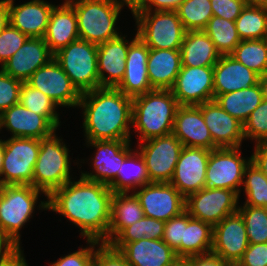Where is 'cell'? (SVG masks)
<instances>
[{"label":"cell","mask_w":267,"mask_h":266,"mask_svg":"<svg viewBox=\"0 0 267 266\" xmlns=\"http://www.w3.org/2000/svg\"><path fill=\"white\" fill-rule=\"evenodd\" d=\"M112 190L108 185L80 176L54 190L39 208L57 212L78 226L86 240L107 243Z\"/></svg>","instance_id":"1"},{"label":"cell","mask_w":267,"mask_h":266,"mask_svg":"<svg viewBox=\"0 0 267 266\" xmlns=\"http://www.w3.org/2000/svg\"><path fill=\"white\" fill-rule=\"evenodd\" d=\"M87 141L130 140L132 98L117 88L101 87L81 94Z\"/></svg>","instance_id":"2"},{"label":"cell","mask_w":267,"mask_h":266,"mask_svg":"<svg viewBox=\"0 0 267 266\" xmlns=\"http://www.w3.org/2000/svg\"><path fill=\"white\" fill-rule=\"evenodd\" d=\"M179 106L169 89H153L132 98V127L140 141L171 134Z\"/></svg>","instance_id":"3"},{"label":"cell","mask_w":267,"mask_h":266,"mask_svg":"<svg viewBox=\"0 0 267 266\" xmlns=\"http://www.w3.org/2000/svg\"><path fill=\"white\" fill-rule=\"evenodd\" d=\"M75 10L79 39L99 45L119 36L115 28L123 6L115 0H66Z\"/></svg>","instance_id":"4"},{"label":"cell","mask_w":267,"mask_h":266,"mask_svg":"<svg viewBox=\"0 0 267 266\" xmlns=\"http://www.w3.org/2000/svg\"><path fill=\"white\" fill-rule=\"evenodd\" d=\"M61 141L55 131L40 139L32 186L41 190L46 197L71 180L69 149Z\"/></svg>","instance_id":"5"},{"label":"cell","mask_w":267,"mask_h":266,"mask_svg":"<svg viewBox=\"0 0 267 266\" xmlns=\"http://www.w3.org/2000/svg\"><path fill=\"white\" fill-rule=\"evenodd\" d=\"M138 37L149 49H181L186 30L176 11H134Z\"/></svg>","instance_id":"6"},{"label":"cell","mask_w":267,"mask_h":266,"mask_svg":"<svg viewBox=\"0 0 267 266\" xmlns=\"http://www.w3.org/2000/svg\"><path fill=\"white\" fill-rule=\"evenodd\" d=\"M42 192L32 185L0 186V229L20 248V229L29 221Z\"/></svg>","instance_id":"7"},{"label":"cell","mask_w":267,"mask_h":266,"mask_svg":"<svg viewBox=\"0 0 267 266\" xmlns=\"http://www.w3.org/2000/svg\"><path fill=\"white\" fill-rule=\"evenodd\" d=\"M97 53L96 44L78 39L60 49L53 57L82 94L100 88Z\"/></svg>","instance_id":"8"},{"label":"cell","mask_w":267,"mask_h":266,"mask_svg":"<svg viewBox=\"0 0 267 266\" xmlns=\"http://www.w3.org/2000/svg\"><path fill=\"white\" fill-rule=\"evenodd\" d=\"M39 150V139L11 137L5 140L1 186L32 185Z\"/></svg>","instance_id":"9"},{"label":"cell","mask_w":267,"mask_h":266,"mask_svg":"<svg viewBox=\"0 0 267 266\" xmlns=\"http://www.w3.org/2000/svg\"><path fill=\"white\" fill-rule=\"evenodd\" d=\"M183 144L173 134L139 142L150 182L169 183L173 177Z\"/></svg>","instance_id":"10"},{"label":"cell","mask_w":267,"mask_h":266,"mask_svg":"<svg viewBox=\"0 0 267 266\" xmlns=\"http://www.w3.org/2000/svg\"><path fill=\"white\" fill-rule=\"evenodd\" d=\"M250 161L251 158L241 157L240 147L211 150L206 169L205 187L229 189L240 195L244 170Z\"/></svg>","instance_id":"11"},{"label":"cell","mask_w":267,"mask_h":266,"mask_svg":"<svg viewBox=\"0 0 267 266\" xmlns=\"http://www.w3.org/2000/svg\"><path fill=\"white\" fill-rule=\"evenodd\" d=\"M239 195L229 189L205 187L186 198L188 214L212 226L237 213Z\"/></svg>","instance_id":"12"},{"label":"cell","mask_w":267,"mask_h":266,"mask_svg":"<svg viewBox=\"0 0 267 266\" xmlns=\"http://www.w3.org/2000/svg\"><path fill=\"white\" fill-rule=\"evenodd\" d=\"M26 82L50 97L57 106L78 107L81 93L54 57L37 69Z\"/></svg>","instance_id":"13"},{"label":"cell","mask_w":267,"mask_h":266,"mask_svg":"<svg viewBox=\"0 0 267 266\" xmlns=\"http://www.w3.org/2000/svg\"><path fill=\"white\" fill-rule=\"evenodd\" d=\"M137 189L144 216L166 222L185 211L186 198L170 183L151 182Z\"/></svg>","instance_id":"14"},{"label":"cell","mask_w":267,"mask_h":266,"mask_svg":"<svg viewBox=\"0 0 267 266\" xmlns=\"http://www.w3.org/2000/svg\"><path fill=\"white\" fill-rule=\"evenodd\" d=\"M170 90L179 105H199L213 101V66H182Z\"/></svg>","instance_id":"15"},{"label":"cell","mask_w":267,"mask_h":266,"mask_svg":"<svg viewBox=\"0 0 267 266\" xmlns=\"http://www.w3.org/2000/svg\"><path fill=\"white\" fill-rule=\"evenodd\" d=\"M211 150L183 147L171 181L185 198L205 188L206 169Z\"/></svg>","instance_id":"16"},{"label":"cell","mask_w":267,"mask_h":266,"mask_svg":"<svg viewBox=\"0 0 267 266\" xmlns=\"http://www.w3.org/2000/svg\"><path fill=\"white\" fill-rule=\"evenodd\" d=\"M249 245L243 218L237 212L213 226L211 252L228 263H238Z\"/></svg>","instance_id":"17"},{"label":"cell","mask_w":267,"mask_h":266,"mask_svg":"<svg viewBox=\"0 0 267 266\" xmlns=\"http://www.w3.org/2000/svg\"><path fill=\"white\" fill-rule=\"evenodd\" d=\"M131 140L86 141L97 148L93 157V171L81 172V176L91 181L109 185L116 177L122 162L132 151Z\"/></svg>","instance_id":"18"},{"label":"cell","mask_w":267,"mask_h":266,"mask_svg":"<svg viewBox=\"0 0 267 266\" xmlns=\"http://www.w3.org/2000/svg\"><path fill=\"white\" fill-rule=\"evenodd\" d=\"M207 125L213 141V149L241 147L245 139L243 124L223 110L215 101L197 105Z\"/></svg>","instance_id":"19"},{"label":"cell","mask_w":267,"mask_h":266,"mask_svg":"<svg viewBox=\"0 0 267 266\" xmlns=\"http://www.w3.org/2000/svg\"><path fill=\"white\" fill-rule=\"evenodd\" d=\"M7 128L11 137L41 139L50 136L57 127L44 115L28 110L20 102L0 115V129Z\"/></svg>","instance_id":"20"},{"label":"cell","mask_w":267,"mask_h":266,"mask_svg":"<svg viewBox=\"0 0 267 266\" xmlns=\"http://www.w3.org/2000/svg\"><path fill=\"white\" fill-rule=\"evenodd\" d=\"M138 37L137 33L129 42L126 36L119 35L98 46L97 65L101 87L115 88L125 74V63L129 45ZM107 73V74H105Z\"/></svg>","instance_id":"21"},{"label":"cell","mask_w":267,"mask_h":266,"mask_svg":"<svg viewBox=\"0 0 267 266\" xmlns=\"http://www.w3.org/2000/svg\"><path fill=\"white\" fill-rule=\"evenodd\" d=\"M53 56L43 38L29 37L1 69L9 76L26 82L37 69L46 65Z\"/></svg>","instance_id":"22"},{"label":"cell","mask_w":267,"mask_h":266,"mask_svg":"<svg viewBox=\"0 0 267 266\" xmlns=\"http://www.w3.org/2000/svg\"><path fill=\"white\" fill-rule=\"evenodd\" d=\"M148 55L149 48L137 37L129 45L125 63V74L115 88L131 98L153 90L147 72Z\"/></svg>","instance_id":"23"},{"label":"cell","mask_w":267,"mask_h":266,"mask_svg":"<svg viewBox=\"0 0 267 266\" xmlns=\"http://www.w3.org/2000/svg\"><path fill=\"white\" fill-rule=\"evenodd\" d=\"M172 133L184 147L213 150L211 133L197 105H180L176 111Z\"/></svg>","instance_id":"24"},{"label":"cell","mask_w":267,"mask_h":266,"mask_svg":"<svg viewBox=\"0 0 267 266\" xmlns=\"http://www.w3.org/2000/svg\"><path fill=\"white\" fill-rule=\"evenodd\" d=\"M261 77L238 62L232 55H221L213 66L214 99L224 93H230L252 87Z\"/></svg>","instance_id":"25"},{"label":"cell","mask_w":267,"mask_h":266,"mask_svg":"<svg viewBox=\"0 0 267 266\" xmlns=\"http://www.w3.org/2000/svg\"><path fill=\"white\" fill-rule=\"evenodd\" d=\"M130 266H169L177 258L175 251L162 239L143 238L127 244H111Z\"/></svg>","instance_id":"26"},{"label":"cell","mask_w":267,"mask_h":266,"mask_svg":"<svg viewBox=\"0 0 267 266\" xmlns=\"http://www.w3.org/2000/svg\"><path fill=\"white\" fill-rule=\"evenodd\" d=\"M14 5V0H9L10 24L28 37L43 38L50 14L56 5L44 0Z\"/></svg>","instance_id":"27"},{"label":"cell","mask_w":267,"mask_h":266,"mask_svg":"<svg viewBox=\"0 0 267 266\" xmlns=\"http://www.w3.org/2000/svg\"><path fill=\"white\" fill-rule=\"evenodd\" d=\"M61 5L52 9L43 37L53 55L71 42L79 39L74 8L66 0Z\"/></svg>","instance_id":"28"},{"label":"cell","mask_w":267,"mask_h":266,"mask_svg":"<svg viewBox=\"0 0 267 266\" xmlns=\"http://www.w3.org/2000/svg\"><path fill=\"white\" fill-rule=\"evenodd\" d=\"M180 49H149L147 72L153 89H171L181 70Z\"/></svg>","instance_id":"29"},{"label":"cell","mask_w":267,"mask_h":266,"mask_svg":"<svg viewBox=\"0 0 267 266\" xmlns=\"http://www.w3.org/2000/svg\"><path fill=\"white\" fill-rule=\"evenodd\" d=\"M213 226L191 217L184 211V234L181 245L175 250L177 257H192L211 252Z\"/></svg>","instance_id":"30"},{"label":"cell","mask_w":267,"mask_h":266,"mask_svg":"<svg viewBox=\"0 0 267 266\" xmlns=\"http://www.w3.org/2000/svg\"><path fill=\"white\" fill-rule=\"evenodd\" d=\"M182 66H214L220 53L204 31H186L181 45Z\"/></svg>","instance_id":"31"},{"label":"cell","mask_w":267,"mask_h":266,"mask_svg":"<svg viewBox=\"0 0 267 266\" xmlns=\"http://www.w3.org/2000/svg\"><path fill=\"white\" fill-rule=\"evenodd\" d=\"M144 217V211L134 193H114L111 200V219L107 231L110 244L126 227Z\"/></svg>","instance_id":"32"},{"label":"cell","mask_w":267,"mask_h":266,"mask_svg":"<svg viewBox=\"0 0 267 266\" xmlns=\"http://www.w3.org/2000/svg\"><path fill=\"white\" fill-rule=\"evenodd\" d=\"M264 99L261 82L230 93L218 95L214 100L232 117L242 124Z\"/></svg>","instance_id":"33"},{"label":"cell","mask_w":267,"mask_h":266,"mask_svg":"<svg viewBox=\"0 0 267 266\" xmlns=\"http://www.w3.org/2000/svg\"><path fill=\"white\" fill-rule=\"evenodd\" d=\"M138 151L132 150L126 156L117 177L108 185L113 193H128L131 189L133 192L137 187L151 183L145 160Z\"/></svg>","instance_id":"34"},{"label":"cell","mask_w":267,"mask_h":266,"mask_svg":"<svg viewBox=\"0 0 267 266\" xmlns=\"http://www.w3.org/2000/svg\"><path fill=\"white\" fill-rule=\"evenodd\" d=\"M203 31L212 40L220 55L231 54L241 41L235 21L221 17L212 16Z\"/></svg>","instance_id":"35"},{"label":"cell","mask_w":267,"mask_h":266,"mask_svg":"<svg viewBox=\"0 0 267 266\" xmlns=\"http://www.w3.org/2000/svg\"><path fill=\"white\" fill-rule=\"evenodd\" d=\"M230 55L261 78L267 75V38L241 40Z\"/></svg>","instance_id":"36"},{"label":"cell","mask_w":267,"mask_h":266,"mask_svg":"<svg viewBox=\"0 0 267 266\" xmlns=\"http://www.w3.org/2000/svg\"><path fill=\"white\" fill-rule=\"evenodd\" d=\"M241 40L267 38V8L245 6L235 20Z\"/></svg>","instance_id":"37"},{"label":"cell","mask_w":267,"mask_h":266,"mask_svg":"<svg viewBox=\"0 0 267 266\" xmlns=\"http://www.w3.org/2000/svg\"><path fill=\"white\" fill-rule=\"evenodd\" d=\"M176 12L186 31H203L213 16L210 0H184Z\"/></svg>","instance_id":"38"},{"label":"cell","mask_w":267,"mask_h":266,"mask_svg":"<svg viewBox=\"0 0 267 266\" xmlns=\"http://www.w3.org/2000/svg\"><path fill=\"white\" fill-rule=\"evenodd\" d=\"M19 102L28 110L46 116L57 128L60 126L58 107L50 97L38 89L31 87L27 82H23L20 88Z\"/></svg>","instance_id":"39"},{"label":"cell","mask_w":267,"mask_h":266,"mask_svg":"<svg viewBox=\"0 0 267 266\" xmlns=\"http://www.w3.org/2000/svg\"><path fill=\"white\" fill-rule=\"evenodd\" d=\"M242 185L247 196L244 205L267 208V177L252 161L244 170Z\"/></svg>","instance_id":"40"},{"label":"cell","mask_w":267,"mask_h":266,"mask_svg":"<svg viewBox=\"0 0 267 266\" xmlns=\"http://www.w3.org/2000/svg\"><path fill=\"white\" fill-rule=\"evenodd\" d=\"M237 212L244 220L249 244L267 243V208L243 205Z\"/></svg>","instance_id":"41"},{"label":"cell","mask_w":267,"mask_h":266,"mask_svg":"<svg viewBox=\"0 0 267 266\" xmlns=\"http://www.w3.org/2000/svg\"><path fill=\"white\" fill-rule=\"evenodd\" d=\"M245 140H255L256 143L267 141V99L249 115L243 123Z\"/></svg>","instance_id":"42"},{"label":"cell","mask_w":267,"mask_h":266,"mask_svg":"<svg viewBox=\"0 0 267 266\" xmlns=\"http://www.w3.org/2000/svg\"><path fill=\"white\" fill-rule=\"evenodd\" d=\"M29 37L9 24L0 32V64L1 67L24 44Z\"/></svg>","instance_id":"43"},{"label":"cell","mask_w":267,"mask_h":266,"mask_svg":"<svg viewBox=\"0 0 267 266\" xmlns=\"http://www.w3.org/2000/svg\"><path fill=\"white\" fill-rule=\"evenodd\" d=\"M22 83L0 69V115L14 104L19 103Z\"/></svg>","instance_id":"44"},{"label":"cell","mask_w":267,"mask_h":266,"mask_svg":"<svg viewBox=\"0 0 267 266\" xmlns=\"http://www.w3.org/2000/svg\"><path fill=\"white\" fill-rule=\"evenodd\" d=\"M87 243L89 247L61 257L49 266H93L94 249H96L95 245L99 247V241L87 240Z\"/></svg>","instance_id":"45"},{"label":"cell","mask_w":267,"mask_h":266,"mask_svg":"<svg viewBox=\"0 0 267 266\" xmlns=\"http://www.w3.org/2000/svg\"><path fill=\"white\" fill-rule=\"evenodd\" d=\"M99 246L94 251L93 266H130L124 255L111 244L99 242Z\"/></svg>","instance_id":"46"},{"label":"cell","mask_w":267,"mask_h":266,"mask_svg":"<svg viewBox=\"0 0 267 266\" xmlns=\"http://www.w3.org/2000/svg\"><path fill=\"white\" fill-rule=\"evenodd\" d=\"M184 234V211L165 222L162 240L174 251L181 245Z\"/></svg>","instance_id":"47"},{"label":"cell","mask_w":267,"mask_h":266,"mask_svg":"<svg viewBox=\"0 0 267 266\" xmlns=\"http://www.w3.org/2000/svg\"><path fill=\"white\" fill-rule=\"evenodd\" d=\"M213 16L235 21L246 6L244 0H210Z\"/></svg>","instance_id":"48"},{"label":"cell","mask_w":267,"mask_h":266,"mask_svg":"<svg viewBox=\"0 0 267 266\" xmlns=\"http://www.w3.org/2000/svg\"><path fill=\"white\" fill-rule=\"evenodd\" d=\"M238 264L240 266H267V243L249 244Z\"/></svg>","instance_id":"49"},{"label":"cell","mask_w":267,"mask_h":266,"mask_svg":"<svg viewBox=\"0 0 267 266\" xmlns=\"http://www.w3.org/2000/svg\"><path fill=\"white\" fill-rule=\"evenodd\" d=\"M144 217L126 227L110 244H127L144 238Z\"/></svg>","instance_id":"50"},{"label":"cell","mask_w":267,"mask_h":266,"mask_svg":"<svg viewBox=\"0 0 267 266\" xmlns=\"http://www.w3.org/2000/svg\"><path fill=\"white\" fill-rule=\"evenodd\" d=\"M184 0H145L136 11H176Z\"/></svg>","instance_id":"51"},{"label":"cell","mask_w":267,"mask_h":266,"mask_svg":"<svg viewBox=\"0 0 267 266\" xmlns=\"http://www.w3.org/2000/svg\"><path fill=\"white\" fill-rule=\"evenodd\" d=\"M165 222L151 217L144 216V238L162 239Z\"/></svg>","instance_id":"52"},{"label":"cell","mask_w":267,"mask_h":266,"mask_svg":"<svg viewBox=\"0 0 267 266\" xmlns=\"http://www.w3.org/2000/svg\"><path fill=\"white\" fill-rule=\"evenodd\" d=\"M189 261L190 266H227L228 264L227 261L212 252L189 257Z\"/></svg>","instance_id":"53"},{"label":"cell","mask_w":267,"mask_h":266,"mask_svg":"<svg viewBox=\"0 0 267 266\" xmlns=\"http://www.w3.org/2000/svg\"><path fill=\"white\" fill-rule=\"evenodd\" d=\"M250 158L267 177V141L256 143L254 153Z\"/></svg>","instance_id":"54"},{"label":"cell","mask_w":267,"mask_h":266,"mask_svg":"<svg viewBox=\"0 0 267 266\" xmlns=\"http://www.w3.org/2000/svg\"><path fill=\"white\" fill-rule=\"evenodd\" d=\"M19 247L0 229V260L8 258Z\"/></svg>","instance_id":"55"},{"label":"cell","mask_w":267,"mask_h":266,"mask_svg":"<svg viewBox=\"0 0 267 266\" xmlns=\"http://www.w3.org/2000/svg\"><path fill=\"white\" fill-rule=\"evenodd\" d=\"M22 252L21 247L18 248L8 258L0 260V266H28Z\"/></svg>","instance_id":"56"},{"label":"cell","mask_w":267,"mask_h":266,"mask_svg":"<svg viewBox=\"0 0 267 266\" xmlns=\"http://www.w3.org/2000/svg\"><path fill=\"white\" fill-rule=\"evenodd\" d=\"M10 24L9 0H0V32Z\"/></svg>","instance_id":"57"},{"label":"cell","mask_w":267,"mask_h":266,"mask_svg":"<svg viewBox=\"0 0 267 266\" xmlns=\"http://www.w3.org/2000/svg\"><path fill=\"white\" fill-rule=\"evenodd\" d=\"M119 5H127L131 9V13L136 11L145 0H115Z\"/></svg>","instance_id":"58"},{"label":"cell","mask_w":267,"mask_h":266,"mask_svg":"<svg viewBox=\"0 0 267 266\" xmlns=\"http://www.w3.org/2000/svg\"><path fill=\"white\" fill-rule=\"evenodd\" d=\"M245 5L267 8V0H244Z\"/></svg>","instance_id":"59"},{"label":"cell","mask_w":267,"mask_h":266,"mask_svg":"<svg viewBox=\"0 0 267 266\" xmlns=\"http://www.w3.org/2000/svg\"><path fill=\"white\" fill-rule=\"evenodd\" d=\"M169 266H190L189 257H177L176 260Z\"/></svg>","instance_id":"60"},{"label":"cell","mask_w":267,"mask_h":266,"mask_svg":"<svg viewBox=\"0 0 267 266\" xmlns=\"http://www.w3.org/2000/svg\"><path fill=\"white\" fill-rule=\"evenodd\" d=\"M3 159H4V140L0 139V186H1Z\"/></svg>","instance_id":"61"},{"label":"cell","mask_w":267,"mask_h":266,"mask_svg":"<svg viewBox=\"0 0 267 266\" xmlns=\"http://www.w3.org/2000/svg\"><path fill=\"white\" fill-rule=\"evenodd\" d=\"M264 98L267 99V75L260 79Z\"/></svg>","instance_id":"62"},{"label":"cell","mask_w":267,"mask_h":266,"mask_svg":"<svg viewBox=\"0 0 267 266\" xmlns=\"http://www.w3.org/2000/svg\"><path fill=\"white\" fill-rule=\"evenodd\" d=\"M227 266H240L238 263H228Z\"/></svg>","instance_id":"63"}]
</instances>
